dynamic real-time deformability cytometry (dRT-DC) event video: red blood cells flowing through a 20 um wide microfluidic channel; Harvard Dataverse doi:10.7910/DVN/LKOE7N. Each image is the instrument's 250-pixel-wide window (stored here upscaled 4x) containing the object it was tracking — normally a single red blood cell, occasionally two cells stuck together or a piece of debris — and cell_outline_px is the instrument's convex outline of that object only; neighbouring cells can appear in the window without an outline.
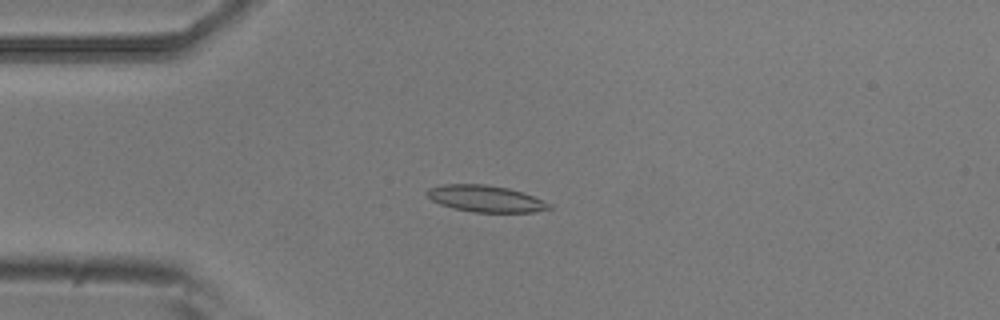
{"species": "common noctule bat (a hibernating species)", "species_latin": "Nyctalus noctula", "temperature_condition": "room temperature", "stored_images_in_passage": 4, "camera_frame_rate_fps": 3000, "um_per_image_px": 0.085, "animal": {"sex": "male", "body_mass_g": 20.5, "forearm_length_mm": 52.5}, "frame": {"image": 1, "passage_image": 2, "time_ms": 0.333, "image_size_px": [1000, 320], "cell_outline_px": [[552, 208], [536, 212], [472, 212], [452, 208], [440, 204], [432, 200], [428, 196], [428, 188], [444, 184], [484, 184], [508, 188], [524, 192], [552, 204]], "centroid_in_image_um": [41.31, 16.89], "position_along_channel_um": 43.7, "area_um2": 18.96}}
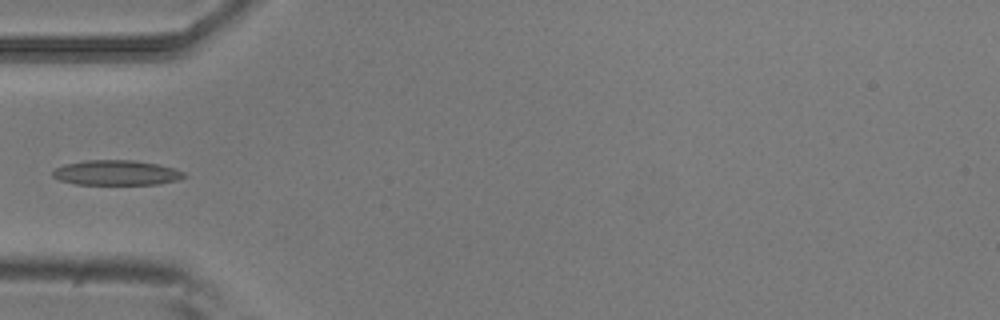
{"frame": {"image": 2, "passage_image": 3, "time_ms": 0.667, "image_size_px": [1000, 320], "cell_outline_px": [[188, 176], [180, 180], [156, 184], [76, 184], [60, 180], [52, 176], [52, 172], [56, 168], [64, 164], [84, 160], [132, 160], [156, 164], [176, 168], [184, 172]], "centroid_in_image_um": [9.92, 14.68], "position_along_channel_um": 75.1, "area_um2": 19.19}}
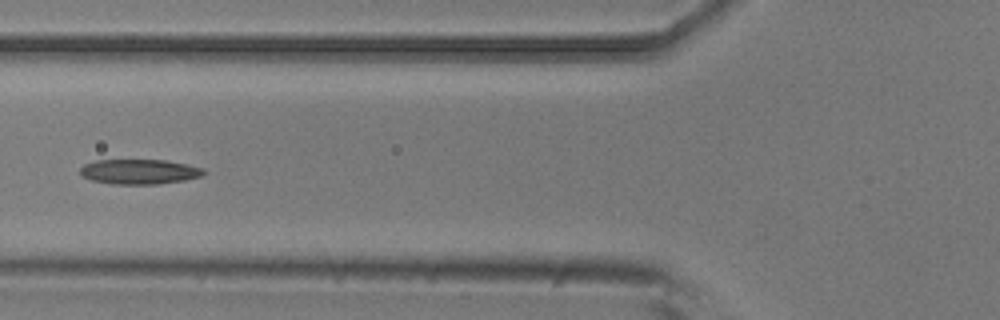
{"frame": {"image": 3, "passage_image": 4, "time_ms": 1.0, "image_size_px": [1000, 320], "cell_outline_px": [[204, 176], [184, 180], [156, 184], [112, 184], [92, 180], [80, 176], [80, 168], [84, 164], [96, 160], [164, 160], [204, 168]], "centroid_in_image_um": [11.82, 14.59], "position_along_channel_um": 114.0, "area_um2": 17.92}}